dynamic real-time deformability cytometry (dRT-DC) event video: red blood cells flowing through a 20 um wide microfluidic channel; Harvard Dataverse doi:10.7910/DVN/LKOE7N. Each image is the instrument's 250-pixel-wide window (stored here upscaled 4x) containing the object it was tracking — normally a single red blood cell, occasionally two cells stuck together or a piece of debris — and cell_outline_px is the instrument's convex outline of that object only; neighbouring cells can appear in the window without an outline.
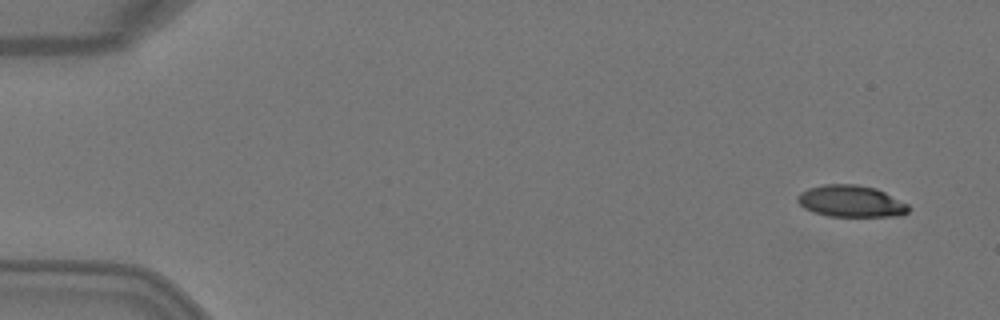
{"species": "Egyptian fruit bat (a non-hibernating species)", "species_latin": "Rousettus aegyptiacus", "temperature_condition": "warm", "stored_images_in_passage": 4, "segment_of_instrument_passage": [2, 2], "camera_frame_rate_fps": 3000, "um_per_image_px": 0.085, "animal": {"sex": "female"}, "frame": {"image": 1, "passage_image": 4, "time_ms": 1.0, "image_size_px": [1000, 320], "cell_outline_px": [[912, 208], [908, 212], [900, 216], [828, 216], [812, 212], [804, 208], [796, 200], [796, 196], [800, 192], [808, 188], [824, 184], [856, 184], [876, 188], [908, 204]], "centroid_in_image_um": [72.32, 17.1], "position_along_channel_um": 12.7, "area_um2": 20.69}}